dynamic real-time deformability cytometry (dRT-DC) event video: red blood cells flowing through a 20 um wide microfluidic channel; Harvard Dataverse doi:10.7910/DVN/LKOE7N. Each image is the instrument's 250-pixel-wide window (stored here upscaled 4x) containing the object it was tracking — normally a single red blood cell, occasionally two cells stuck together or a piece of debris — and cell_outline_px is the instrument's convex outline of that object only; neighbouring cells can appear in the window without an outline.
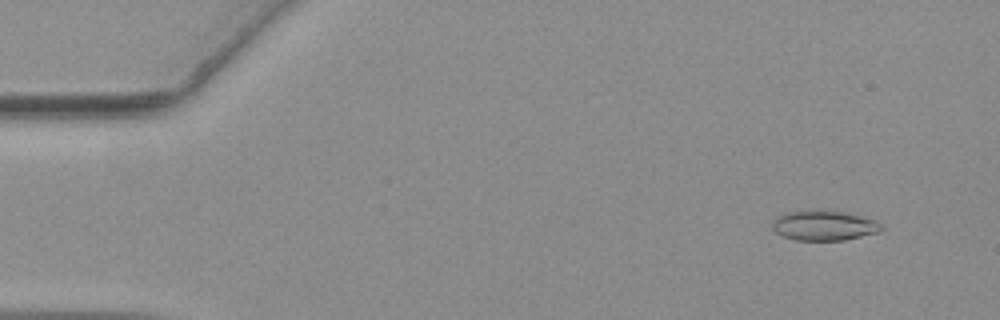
{"species": "common noctule bat (a hibernating species)", "species_latin": "Nyctalus noctula", "temperature_condition": "warm", "stored_images_in_passage": 57, "camera_frame_rate_fps": 3000, "um_per_image_px": 0.085, "animal": {"sex": "female", "body_mass_g": 19.3, "forearm_length_mm": 54.1}, "frame": {"image": 1, "passage_image": 5, "time_ms": 1.333, "image_size_px": [1000, 320], "cell_outline_px": [[884, 228], [876, 232], [844, 240], [796, 240], [784, 236], [776, 232], [772, 228], [772, 224], [776, 216], [788, 212], [840, 212], [860, 216], [872, 220], [880, 224]], "centroid_in_image_um": [70.0, 19.2], "position_along_channel_um": 15.0, "area_um2": 18.15}}
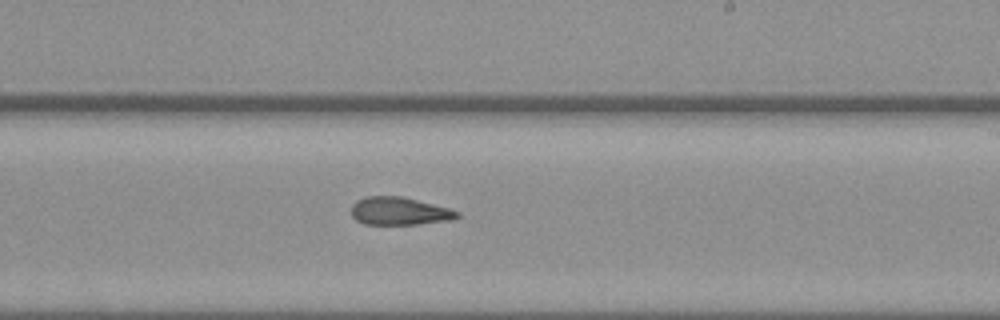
{"frame": {"image": 2, "passage_image": 34, "time_ms": 11.0, "image_size_px": [1000, 320], "cell_outline_px": [[460, 216], [452, 220], [416, 224], [364, 224], [356, 220], [352, 216], [352, 204], [356, 200], [364, 196], [404, 196], [448, 208], [460, 212]], "centroid_in_image_um": [33.94, 17.93], "position_along_channel_um": 255.1, "area_um2": 17.28}}
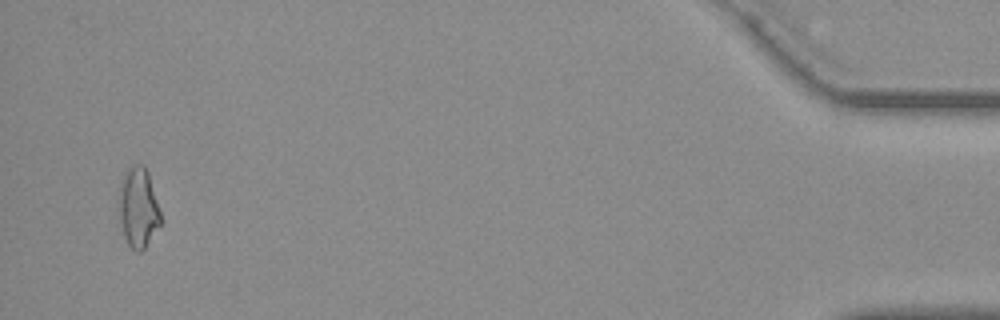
{"frame": {"image": 3, "passage_image": 55, "time_ms": 18.0, "image_size_px": [1000, 320], "cell_outline_px": [[160, 224], [144, 248], [140, 252], [136, 252], [128, 244], [124, 236], [116, 208], [116, 200], [124, 172], [132, 164], [144, 164], [148, 172], [160, 212]], "centroid_in_image_um": [11.69, 17.61], "position_along_channel_um": 423.5, "area_um2": 19.71}, "authors_computed_cell_mechanics": {"area_um2": 18.0914, "velocity_mm_per_s": 3.6408, "shape_relaxation_time_tau1_ms": null, "shape_relaxation_time_tau2_ms": 4.4157, "deformation_change_tau1": null, "deformation_change_tau2": 0.1357}}